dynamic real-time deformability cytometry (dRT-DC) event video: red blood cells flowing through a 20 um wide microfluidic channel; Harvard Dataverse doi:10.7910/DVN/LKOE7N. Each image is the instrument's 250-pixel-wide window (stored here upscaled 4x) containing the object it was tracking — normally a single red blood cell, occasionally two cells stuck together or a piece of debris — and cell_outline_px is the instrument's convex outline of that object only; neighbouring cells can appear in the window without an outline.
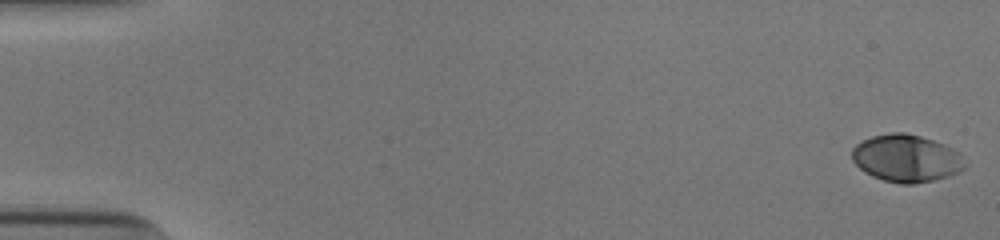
{"species": "human", "species_latin": "Homo sapiens", "temperature_condition": "cold", "stored_images_in_passage": 53, "camera_frame_rate_fps": 3000, "um_per_image_px": 0.085, "donor": {"sex": "male"}, "frame": {"image": 1, "passage_image": 1, "time_ms": 0.0, "image_size_px": [1000, 240], "cell_outline_px": [[968, 164], [960, 172], [948, 176], [932, 180], [912, 184], [900, 184], [884, 180], [872, 176], [864, 172], [852, 160], [852, 148], [856, 144], [872, 136], [892, 132], [904, 132], [920, 136], [932, 140], [952, 148]], "centroid_in_image_um": [77.02, 13.46], "position_along_channel_um": 8.0, "area_um2": 31.04}}
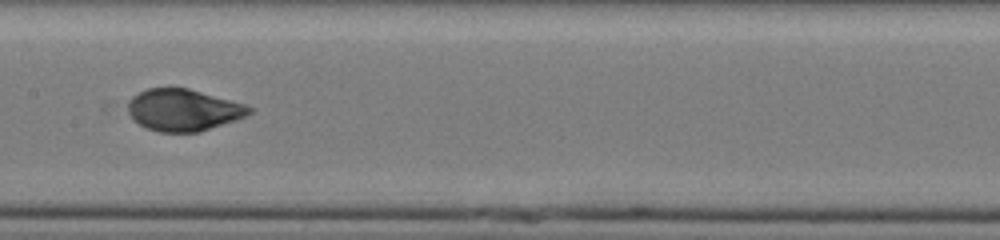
{"frame": {"image": 2, "passage_image": 28, "time_ms": 9.0, "image_size_px": [1000, 240], "cell_outline_px": [[256, 108], [252, 112], [236, 120], [200, 132], [160, 132], [148, 128], [132, 120], [128, 112], [128, 100], [132, 96], [148, 88], [188, 88], [244, 104]], "centroid_in_image_um": [15.58, 9.35], "position_along_channel_um": 191.8, "area_um2": 29.54}}
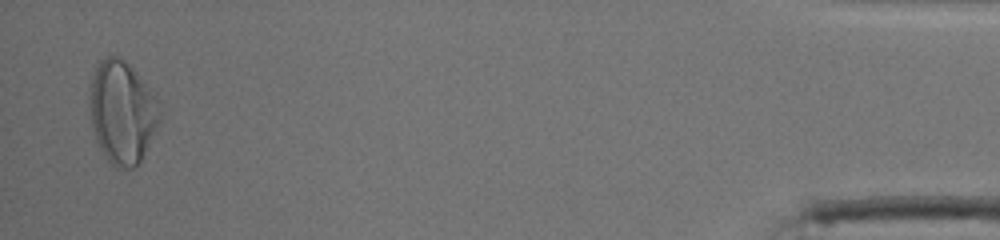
{"frame": {"image": 3, "passage_image": 52, "time_ms": 17.0, "image_size_px": [1000, 240], "cell_outline_px": [[160, 112], [156, 124], [140, 160], [136, 168], [116, 168], [108, 160], [100, 148], [96, 140], [92, 128], [92, 76], [96, 64], [100, 60], [108, 56], [120, 56], [156, 92]], "centroid_in_image_um": [10.39, 9.5], "position_along_channel_um": 424.8, "area_um2": 41.04}, "authors_computed_cell_mechanics": {"area_um2": 30.345, "velocity_mm_per_s": 3.9042, "shape_relaxation_time_tau1_ms": 4.412, "shape_relaxation_time_tau2_ms": 0.7431, "deformation_change_tau1": 0.1926, "deformation_change_tau2": 0.0483}}